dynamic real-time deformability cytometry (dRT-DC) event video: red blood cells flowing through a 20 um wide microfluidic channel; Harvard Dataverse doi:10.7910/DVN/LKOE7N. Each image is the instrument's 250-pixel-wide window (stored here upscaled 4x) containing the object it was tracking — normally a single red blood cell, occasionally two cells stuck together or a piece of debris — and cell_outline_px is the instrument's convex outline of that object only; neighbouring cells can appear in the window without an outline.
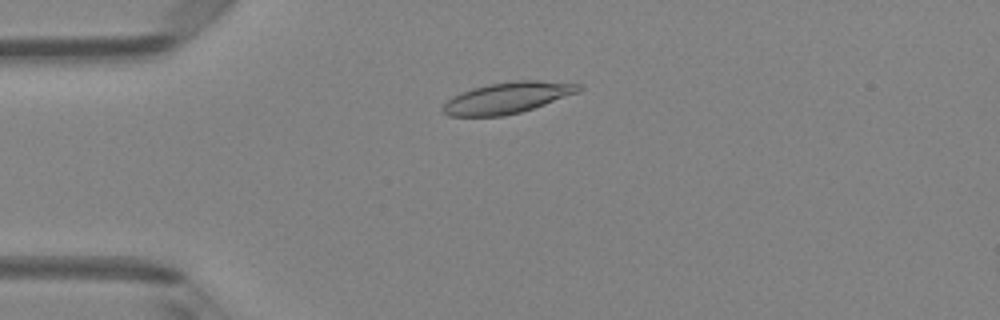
{"species": "Egyptian fruit bat (a non-hibernating species)", "species_latin": "Rousettus aegyptiacus", "temperature_condition": "room temperature", "stored_images_in_passage": 6, "camera_frame_rate_fps": 3000, "um_per_image_px": 0.085, "animal": {"sex": "female"}, "frame": {"image": 1, "passage_image": 3, "time_ms": 3.333, "image_size_px": [1000, 320], "cell_outline_px": [[584, 88], [580, 92], [520, 112], [504, 116], [448, 116], [440, 108], [452, 96], [460, 92], [472, 88], [488, 84], [516, 80], [540, 80], [580, 84]], "centroid_in_image_um": [43.13, 8.3], "position_along_channel_um": 41.9, "area_um2": 24.74}}
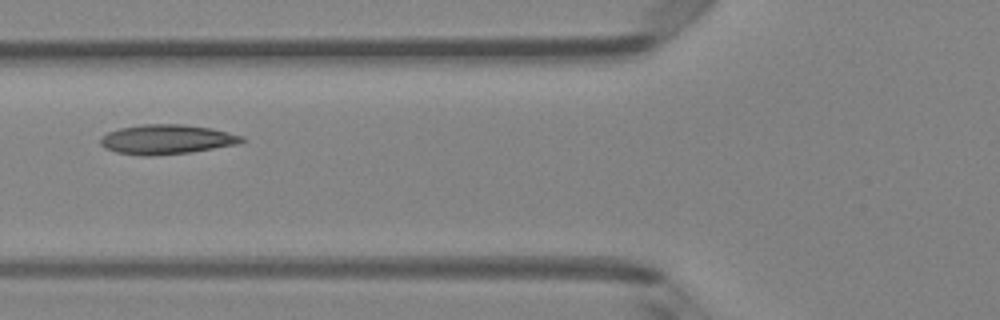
{"frame": {"image": 2, "passage_image": 5, "time_ms": 5.667, "image_size_px": [1000, 320], "cell_outline_px": [[248, 140], [236, 144], [188, 152], [148, 156], [144, 156], [116, 152], [104, 148], [100, 144], [100, 136], [108, 132], [120, 128], [140, 124], [184, 124], [212, 128], [244, 136]], "centroid_in_image_um": [14.14, 11.83], "position_along_channel_um": 111.7, "area_um2": 24.39}}
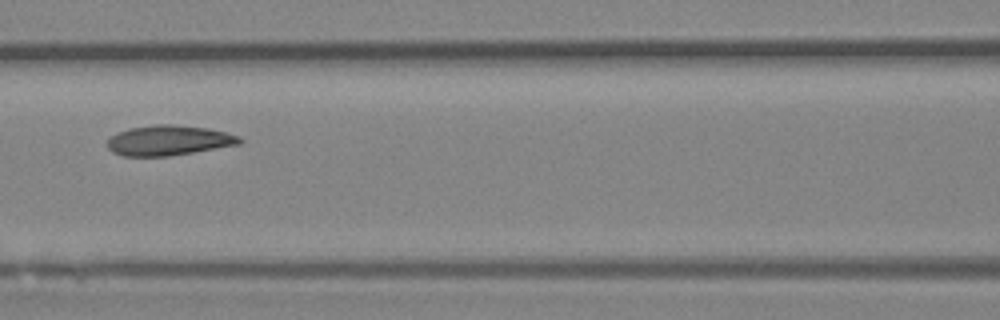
{"frame": {"image": 3, "passage_image": 6, "time_ms": 6.667, "image_size_px": [1000, 320], "cell_outline_px": [[244, 140], [240, 144], [168, 156], [124, 156], [112, 152], [108, 148], [108, 140], [116, 132], [128, 128], [156, 124], [172, 124], [208, 128], [240, 136]], "centroid_in_image_um": [14.33, 11.92], "position_along_channel_um": 152.3, "area_um2": 23.18}}